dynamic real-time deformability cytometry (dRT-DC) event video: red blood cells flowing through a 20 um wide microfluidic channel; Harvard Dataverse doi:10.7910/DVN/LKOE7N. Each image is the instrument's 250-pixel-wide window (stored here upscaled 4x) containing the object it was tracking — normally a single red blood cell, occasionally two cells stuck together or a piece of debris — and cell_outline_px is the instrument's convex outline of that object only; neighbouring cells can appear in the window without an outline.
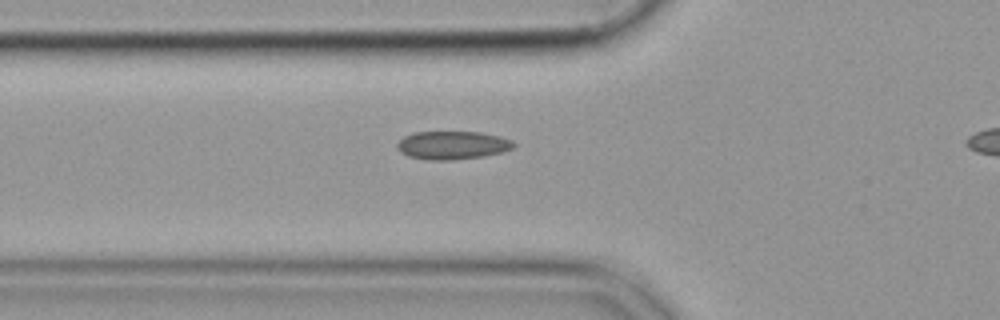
{"species": "common noctule bat (a hibernating species)", "species_latin": "Nyctalus noctula", "temperature_condition": "cold", "stored_images_in_passage": 42, "camera_frame_rate_fps": 3000, "um_per_image_px": 0.085, "animal": {"sex": "female", "body_mass_g": 19.9}, "frame": {"image": 1, "passage_image": 13, "time_ms": 4.0, "image_size_px": [1000, 320], "cell_outline_px": [[516, 144], [512, 148], [500, 152], [484, 156], [452, 160], [428, 160], [408, 156], [400, 152], [396, 148], [396, 144], [404, 136], [412, 132], [480, 132], [500, 136], [512, 140]], "centroid_in_image_um": [38.42, 12.34], "position_along_channel_um": 87.4, "area_um2": 19.25}}
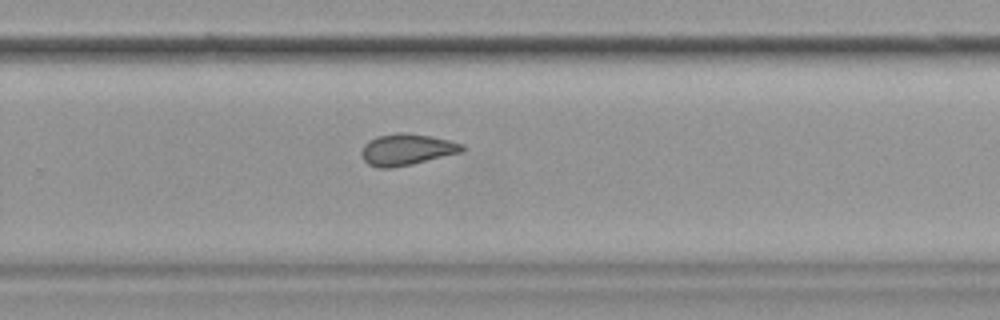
{"frame": {"image": 2, "passage_image": 30, "time_ms": 9.667, "image_size_px": [1000, 320], "cell_outline_px": [[464, 148], [460, 152], [412, 164], [392, 168], [380, 168], [368, 164], [364, 160], [360, 152], [364, 144], [368, 140], [376, 136], [396, 132], [408, 132], [448, 140], [464, 144]], "centroid_in_image_um": [34.51, 12.7], "position_along_channel_um": 295.3, "area_um2": 18.38}}